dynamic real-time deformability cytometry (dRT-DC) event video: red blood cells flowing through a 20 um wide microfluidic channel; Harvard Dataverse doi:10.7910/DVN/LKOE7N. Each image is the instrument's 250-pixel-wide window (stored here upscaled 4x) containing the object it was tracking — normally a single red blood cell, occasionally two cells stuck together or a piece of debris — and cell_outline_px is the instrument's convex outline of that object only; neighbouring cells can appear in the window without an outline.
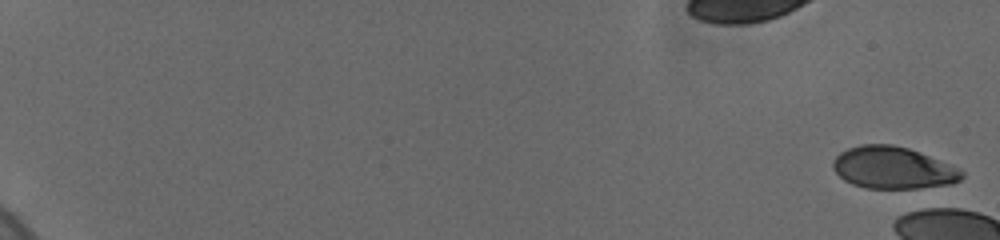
{"species": "human", "species_latin": "Homo sapiens", "temperature_condition": "cold", "stored_images_in_passage": 3, "camera_frame_rate_fps": 3000, "um_per_image_px": 0.085, "donor": {"sex": "female"}, "frame": {"image": 1, "passage_image": 1, "time_ms": 0.0, "image_size_px": [1000, 240], "cell_outline_px": [[964, 176], [960, 180], [952, 184], [920, 188], [864, 188], [852, 184], [844, 180], [832, 168], [832, 160], [840, 152], [848, 148], [860, 144], [892, 144], [908, 148], [920, 152], [960, 168], [964, 172]], "centroid_in_image_um": [75.91, 14.26], "position_along_channel_um": 9.1, "area_um2": 31.79}}